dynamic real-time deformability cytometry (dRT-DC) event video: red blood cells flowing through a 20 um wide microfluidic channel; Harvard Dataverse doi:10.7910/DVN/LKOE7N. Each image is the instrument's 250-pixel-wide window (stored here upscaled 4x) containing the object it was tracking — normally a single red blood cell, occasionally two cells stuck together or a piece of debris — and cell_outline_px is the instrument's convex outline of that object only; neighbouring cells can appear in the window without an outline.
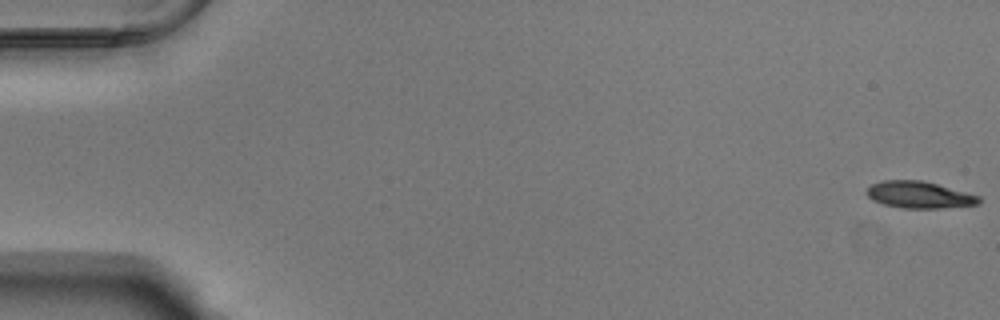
{"species": "Egyptian fruit bat (a non-hibernating species)", "species_latin": "Rousettus aegyptiacus", "temperature_condition": "warm", "stored_images_in_passage": 56, "camera_frame_rate_fps": 3000, "um_per_image_px": 0.085, "animal": {"sex": "male"}, "frame": {"image": 1, "passage_image": 1, "time_ms": 0.0, "image_size_px": [1000, 320], "cell_outline_px": [[980, 204], [940, 208], [900, 208], [884, 204], [872, 200], [864, 192], [872, 184], [884, 180], [924, 180], [980, 196]], "centroid_in_image_um": [78.12, 16.55], "position_along_channel_um": 6.9, "area_um2": 17.57}}
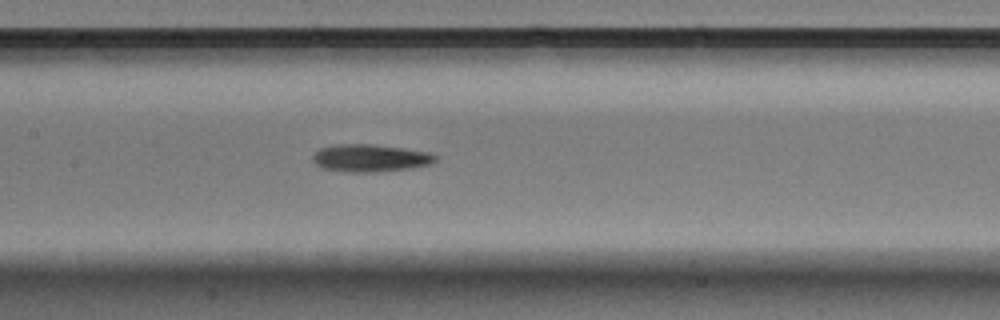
{"frame": {"image": 2, "passage_image": 27, "time_ms": 8.667, "image_size_px": [1000, 320], "cell_outline_px": [[436, 160], [432, 164], [412, 168], [376, 172], [352, 172], [320, 168], [312, 160], [312, 156], [320, 148], [336, 144], [372, 144], [428, 152], [436, 156]], "centroid_in_image_um": [31.45, 13.44], "position_along_channel_um": 176.0, "area_um2": 19.59}}
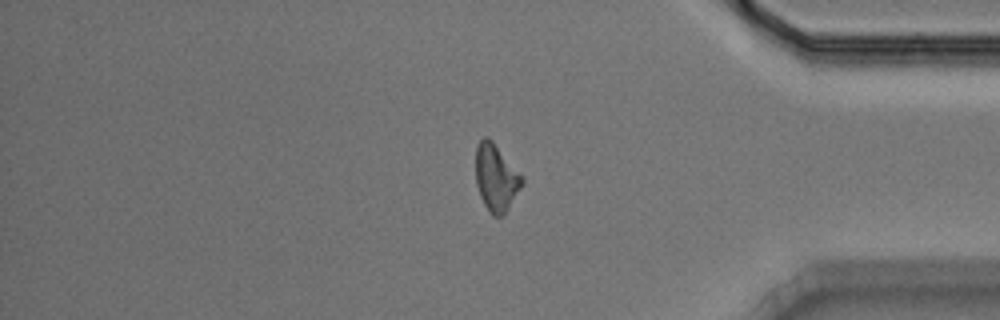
{"frame": {"image": 3, "passage_image": 46, "time_ms": 15.0, "image_size_px": [1000, 320], "cell_outline_px": [[524, 184], [504, 216], [492, 216], [488, 212], [480, 196], [476, 184], [476, 144], [484, 136], [488, 136], [492, 140], [524, 176]], "centroid_in_image_um": [42.19, 15.11], "position_along_channel_um": 393.0, "area_um2": 18.55}, "authors_computed_cell_mechanics": {"area_um2": 18.0625, "velocity_mm_per_s": 3.7723, "shape_relaxation_time_tau1_ms": 4.0805, "shape_relaxation_time_tau2_ms": null, "deformation_change_tau1": 0.1811, "deformation_change_tau2": null}}